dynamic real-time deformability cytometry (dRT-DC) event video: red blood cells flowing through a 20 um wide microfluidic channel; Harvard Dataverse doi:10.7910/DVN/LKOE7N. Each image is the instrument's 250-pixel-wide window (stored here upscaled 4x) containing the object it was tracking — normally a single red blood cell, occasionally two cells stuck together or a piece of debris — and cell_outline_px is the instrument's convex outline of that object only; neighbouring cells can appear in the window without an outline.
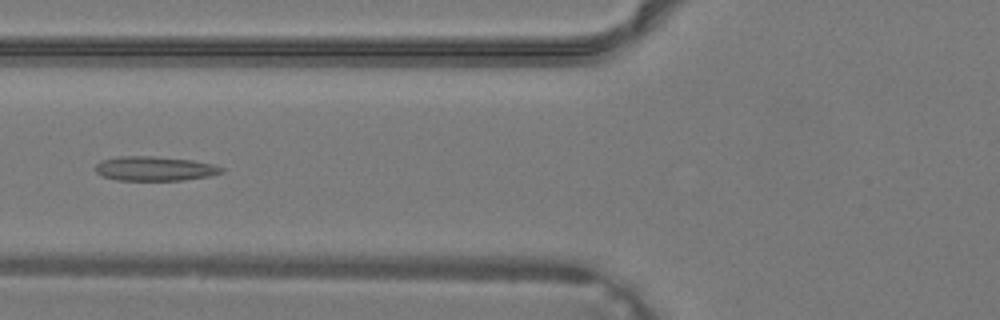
{"species": "common noctule bat (a hibernating species)", "species_latin": "Nyctalus noctula", "temperature_condition": "warm", "stored_images_in_passage": 33, "camera_frame_rate_fps": 3000, "um_per_image_px": 0.085, "animal": {"sex": "male", "body_mass_g": 19.2, "forearm_length_mm": 51.8}, "frame": {"image": 1, "passage_image": 10, "time_ms": 3.0, "image_size_px": [1000, 320], "cell_outline_px": [[224, 172], [208, 176], [184, 180], [116, 180], [100, 176], [96, 172], [96, 164], [100, 160], [116, 156], [152, 156], [192, 160], [212, 164], [224, 168]], "centroid_in_image_um": [13.1, 14.33], "position_along_channel_um": 112.7, "area_um2": 18.03}}
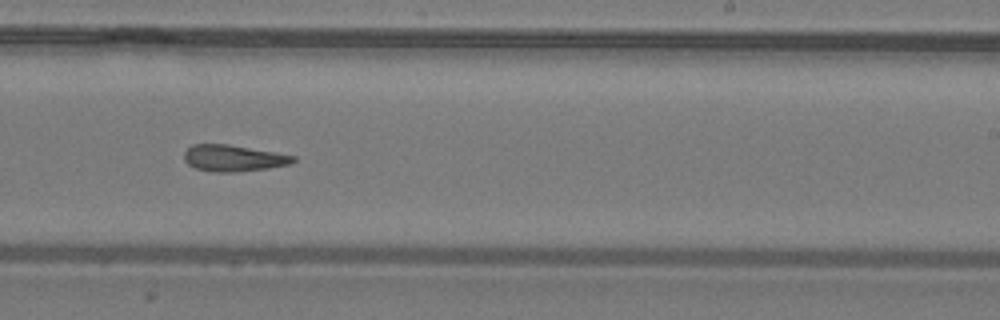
{"frame": {"image": 2, "passage_image": 19, "time_ms": 6.0, "image_size_px": [1000, 320], "cell_outline_px": [[296, 160], [292, 164], [268, 168], [236, 172], [216, 172], [196, 168], [188, 164], [184, 160], [184, 152], [192, 144], [228, 144], [276, 152], [296, 156]], "centroid_in_image_um": [19.86, 13.44], "position_along_channel_um": 269.1, "area_um2": 16.88}}
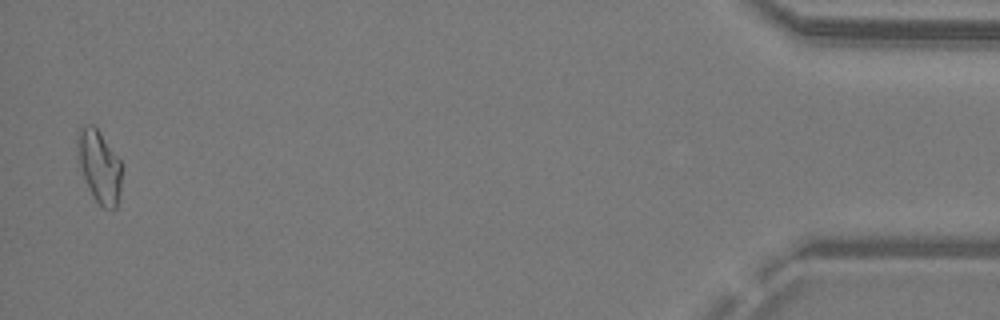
{"frame": {"image": 3, "passage_image": 33, "time_ms": 10.667, "image_size_px": [1000, 320], "cell_outline_px": [[124, 164], [120, 192], [116, 208], [112, 212], [104, 208], [92, 196], [84, 176], [80, 164], [76, 148], [76, 132], [80, 128], [88, 124], [92, 124], [100, 132]], "centroid_in_image_um": [8.48, 14.14], "position_along_channel_um": 426.7, "area_um2": 19.13}}